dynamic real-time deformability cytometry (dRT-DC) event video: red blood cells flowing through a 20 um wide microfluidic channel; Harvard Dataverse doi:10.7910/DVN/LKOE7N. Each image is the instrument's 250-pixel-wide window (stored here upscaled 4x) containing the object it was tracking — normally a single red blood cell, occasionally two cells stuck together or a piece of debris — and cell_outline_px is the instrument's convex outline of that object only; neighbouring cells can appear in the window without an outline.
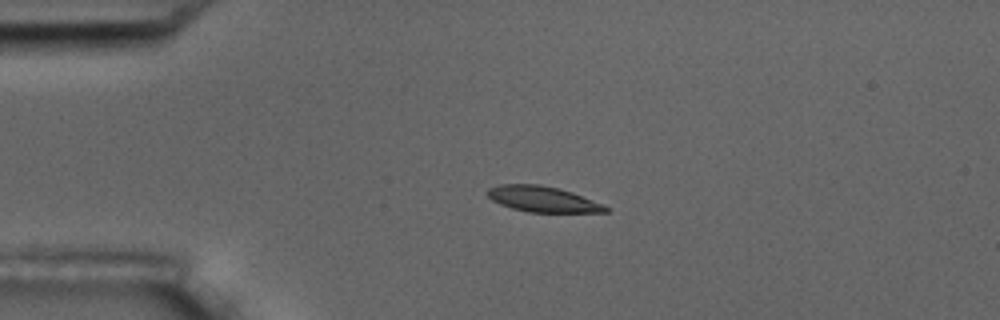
{"species": "common noctule bat (a hibernating species)", "species_latin": "Nyctalus noctula", "temperature_condition": "room temperature", "stored_images_in_passage": 5, "camera_frame_rate_fps": 3000, "um_per_image_px": 0.085, "animal": {"sex": "male", "body_mass_g": 17.5, "forearm_length_mm": 52.3}, "frame": {"image": 1, "passage_image": 4, "time_ms": 4.333, "image_size_px": [1000, 320], "cell_outline_px": [[608, 212], [528, 212], [512, 208], [500, 204], [492, 200], [484, 192], [488, 188], [500, 184], [540, 184], [560, 188], [572, 192], [604, 204], [608, 208]], "centroid_in_image_um": [46.11, 16.91], "position_along_channel_um": 38.9, "area_um2": 17.8}}